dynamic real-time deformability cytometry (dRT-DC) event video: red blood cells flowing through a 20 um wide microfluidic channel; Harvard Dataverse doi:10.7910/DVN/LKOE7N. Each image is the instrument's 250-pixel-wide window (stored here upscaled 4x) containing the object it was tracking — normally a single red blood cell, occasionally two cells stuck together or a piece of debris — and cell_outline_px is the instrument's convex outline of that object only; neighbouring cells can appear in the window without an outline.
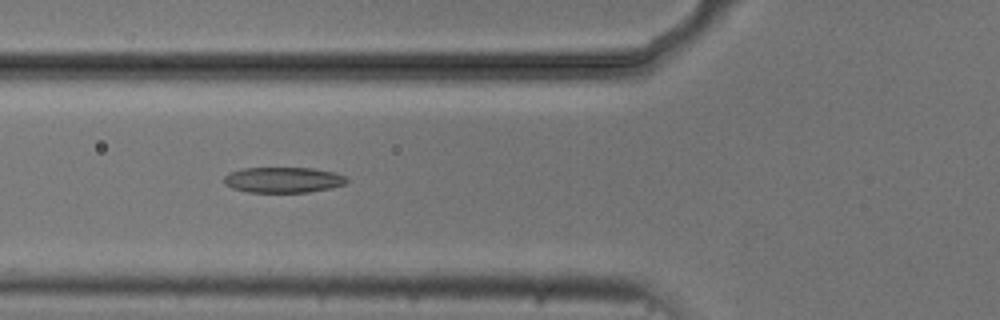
{"species": "common noctule bat (a hibernating species)", "species_latin": "Nyctalus noctula", "temperature_condition": "cold", "stored_images_in_passage": 6, "camera_frame_rate_fps": 3000, "um_per_image_px": 0.085, "animal": {"sex": "male", "body_mass_g": 20.5, "forearm_length_mm": 52.5}, "frame": {"image": 1, "passage_image": 5, "time_ms": 5.667, "image_size_px": [1000, 320], "cell_outline_px": [[348, 180], [344, 184], [332, 188], [308, 192], [248, 192], [232, 188], [224, 184], [224, 176], [228, 172], [244, 168], [312, 168], [336, 172], [344, 176]], "centroid_in_image_um": [24.06, 15.29], "position_along_channel_um": 101.7, "area_um2": 18.38}}
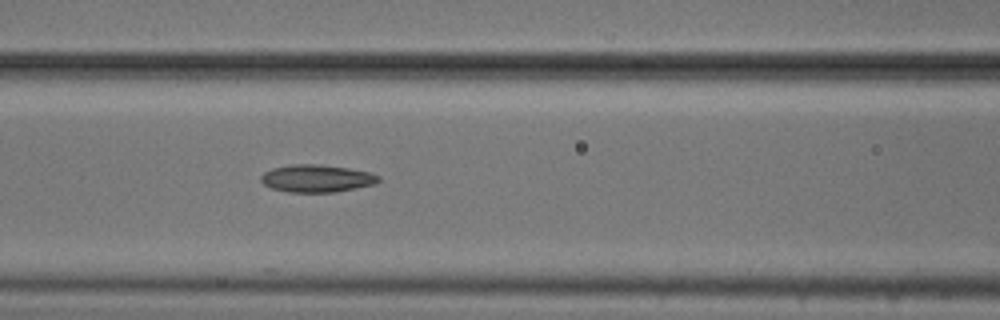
{"frame": {"image": 2, "passage_image": 6, "time_ms": 6.667, "image_size_px": [1000, 320], "cell_outline_px": [[380, 180], [376, 184], [336, 192], [288, 192], [272, 188], [264, 184], [260, 180], [260, 176], [264, 172], [272, 168], [292, 164], [316, 164], [348, 168], [368, 172], [380, 176]], "centroid_in_image_um": [26.91, 15.17], "position_along_channel_um": 139.7, "area_um2": 18.84}}